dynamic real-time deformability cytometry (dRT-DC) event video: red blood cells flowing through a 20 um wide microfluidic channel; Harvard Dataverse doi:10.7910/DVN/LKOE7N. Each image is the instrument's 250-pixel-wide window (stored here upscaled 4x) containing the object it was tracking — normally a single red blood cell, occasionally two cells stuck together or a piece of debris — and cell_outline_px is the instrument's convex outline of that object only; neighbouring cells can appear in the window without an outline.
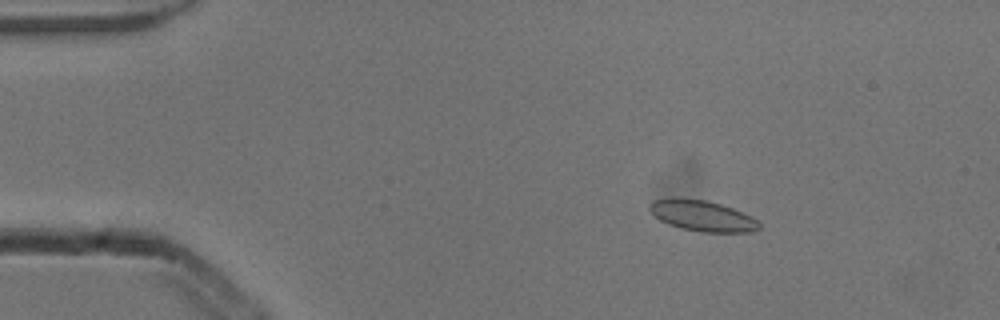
{"species": "common noctule bat (a hibernating species)", "species_latin": "Nyctalus noctula", "temperature_condition": "cold", "stored_images_in_passage": 3, "camera_frame_rate_fps": 3000, "um_per_image_px": 0.085, "animal": {"sex": "male", "body_mass_g": 13.3}, "frame": {"image": 1, "passage_image": 1, "time_ms": 0.0, "image_size_px": [1000, 320], "cell_outline_px": [[760, 228], [752, 232], [700, 232], [680, 228], [668, 224], [652, 216], [648, 208], [648, 204], [652, 200], [672, 196], [676, 196], [704, 200], [720, 204], [732, 208], [752, 216], [760, 224]], "centroid_in_image_um": [59.62, 18.32], "position_along_channel_um": 25.4, "area_um2": 20.11}}